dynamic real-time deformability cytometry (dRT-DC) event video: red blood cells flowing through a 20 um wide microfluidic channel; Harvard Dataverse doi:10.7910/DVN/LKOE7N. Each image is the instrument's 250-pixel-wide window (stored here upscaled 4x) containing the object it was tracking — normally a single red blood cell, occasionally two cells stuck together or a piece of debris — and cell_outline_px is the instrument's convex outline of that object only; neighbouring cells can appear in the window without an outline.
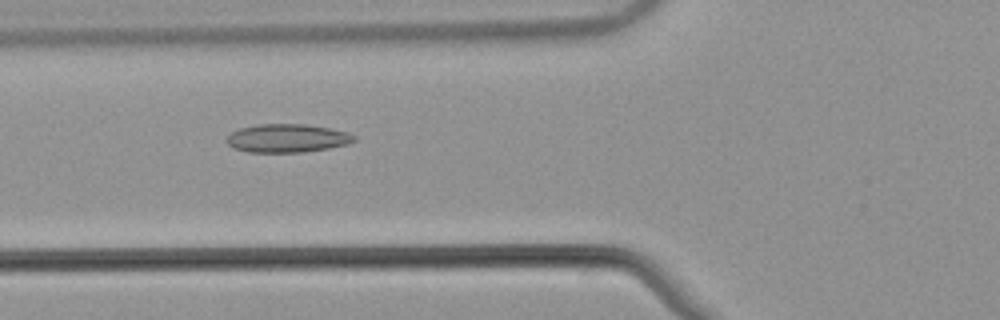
{"species": "common noctule bat (a hibernating species)", "species_latin": "Nyctalus noctula", "temperature_condition": "warm", "stored_images_in_passage": 37, "camera_frame_rate_fps": 3000, "um_per_image_px": 0.085, "animal": {"sex": "male", "body_mass_g": 21.5, "forearm_length_mm": 52.0}, "frame": {"image": 1, "passage_image": 4, "time_ms": 1.0, "image_size_px": [1000, 320], "cell_outline_px": [[356, 140], [348, 144], [328, 148], [304, 152], [248, 152], [232, 148], [224, 140], [232, 132], [240, 128], [256, 124], [304, 124], [332, 128], [348, 132], [356, 136]], "centroid_in_image_um": [24.41, 11.74], "position_along_channel_um": 101.4, "area_um2": 21.27}}
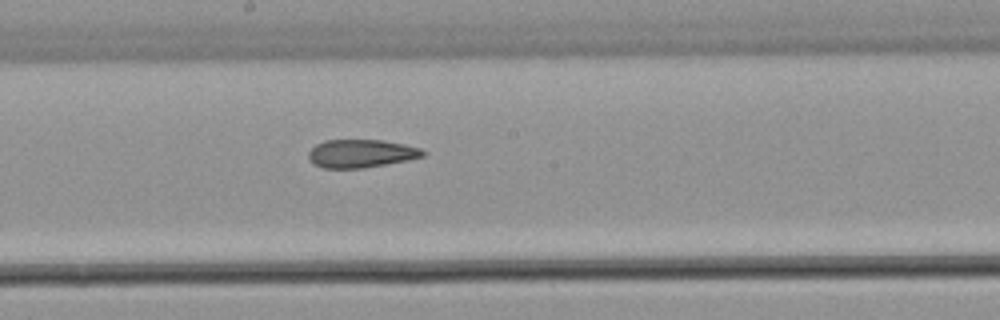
{"frame": {"image": 2, "passage_image": 13, "time_ms": 4.0, "image_size_px": [1000, 320], "cell_outline_px": [[428, 152], [424, 156], [408, 160], [360, 168], [324, 168], [312, 164], [308, 160], [308, 152], [316, 144], [324, 140], [384, 140], [404, 144], [420, 148]], "centroid_in_image_um": [30.68, 13.04], "position_along_channel_um": 217.5, "area_um2": 18.84}}
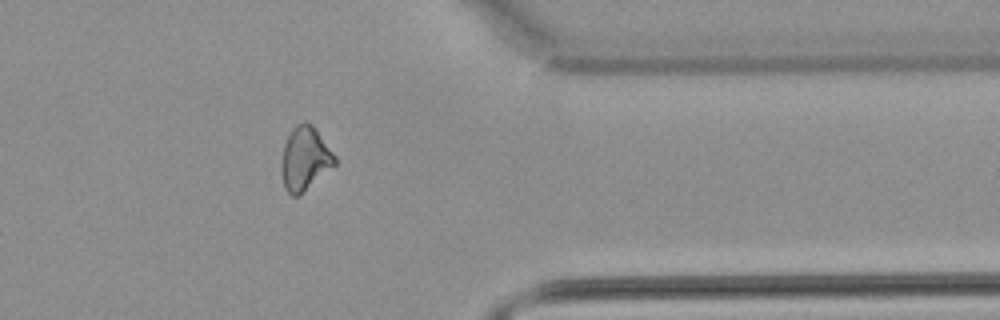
{"frame": {"image": 3, "passage_image": 27, "time_ms": 8.667, "image_size_px": [1000, 320], "cell_outline_px": [[336, 164], [300, 196], [292, 196], [284, 188], [280, 168], [280, 164], [284, 144], [292, 128], [296, 124], [304, 120], [308, 120], [316, 128], [336, 156]], "centroid_in_image_um": [25.91, 13.47], "position_along_channel_um": 385.5, "area_um2": 20.23}, "authors_computed_cell_mechanics": {"area_um2": 19.652, "velocity_mm_per_s": 3.8656, "shape_relaxation_time_tau1_ms": null, "shape_relaxation_time_tau2_ms": 4.3408, "deformation_change_tau1": null, "deformation_change_tau2": 0.1095}}